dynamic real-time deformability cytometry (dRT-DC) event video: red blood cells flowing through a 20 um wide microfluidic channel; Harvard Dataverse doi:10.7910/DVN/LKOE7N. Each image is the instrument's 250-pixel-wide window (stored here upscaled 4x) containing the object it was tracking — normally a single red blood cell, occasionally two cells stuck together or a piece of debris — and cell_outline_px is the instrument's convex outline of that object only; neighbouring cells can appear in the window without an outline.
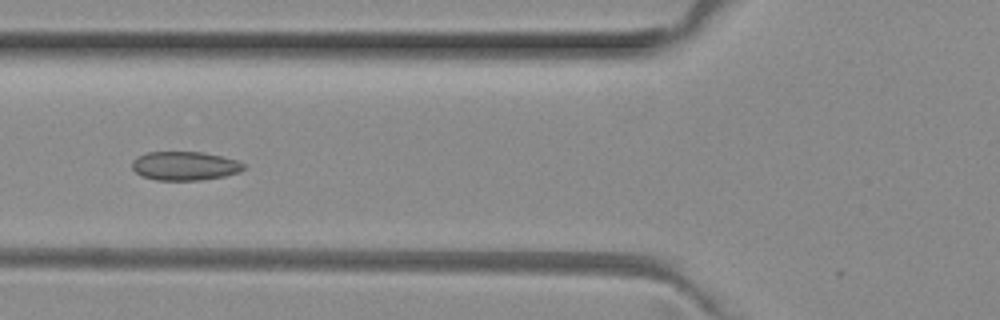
{"species": "common noctule bat (a hibernating species)", "species_latin": "Nyctalus noctula", "temperature_condition": "room temperature", "stored_images_in_passage": 6, "camera_frame_rate_fps": 3000, "um_per_image_px": 0.085, "animal": {"sex": "female", "body_mass_g": 29.2, "forearm_length_mm": 56.3}, "frame": {"image": 1, "passage_image": 5, "time_ms": 1.333, "image_size_px": [1000, 320], "cell_outline_px": [[244, 168], [240, 172], [224, 176], [200, 180], [156, 180], [144, 176], [136, 172], [132, 168], [132, 160], [148, 152], [200, 152], [224, 156], [236, 160], [244, 164]], "centroid_in_image_um": [15.73, 14.1], "position_along_channel_um": 110.1, "area_um2": 18.61}}
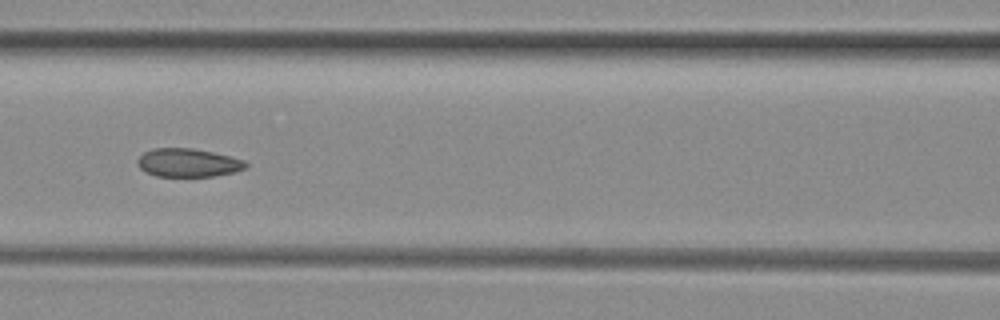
{"frame": {"image": 2, "passage_image": 6, "time_ms": 1.667, "image_size_px": [1000, 320], "cell_outline_px": [[248, 164], [244, 168], [232, 172], [212, 176], [156, 176], [144, 172], [136, 164], [136, 160], [144, 152], [152, 148], [192, 148], [212, 152], [244, 160]], "centroid_in_image_um": [15.91, 13.83], "position_along_channel_um": 150.7, "area_um2": 17.8}}